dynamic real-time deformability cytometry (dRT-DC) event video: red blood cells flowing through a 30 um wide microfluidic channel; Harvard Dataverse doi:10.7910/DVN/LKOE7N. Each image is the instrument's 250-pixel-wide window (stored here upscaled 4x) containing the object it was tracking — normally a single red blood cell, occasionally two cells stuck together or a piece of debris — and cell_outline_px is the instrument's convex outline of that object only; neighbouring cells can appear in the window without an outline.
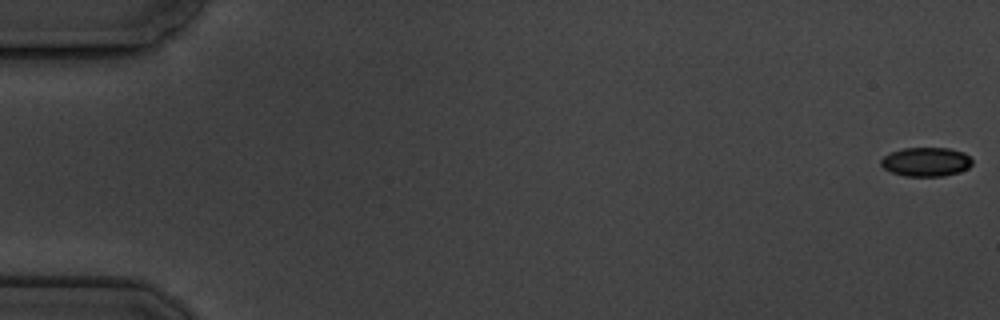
{"species": "common noctule bat (a hibernating species)", "species_latin": "Nyctalus noctula", "temperature_condition": "cold", "stored_images_in_passage": 7, "segment_of_instrument_passage": [1, 2], "camera_frame_rate_fps": 3000, "um_per_image_px": 0.085, "animal": {"sex": "male", "body_mass_g": 19.5, "forearm_length_mm": 54.6}, "frame": {"image": 1, "passage_image": 1, "time_ms": 0.0, "image_size_px": [1000, 320], "cell_outline_px": [[972, 164], [968, 168], [960, 172], [944, 176], [904, 176], [892, 172], [884, 168], [880, 164], [880, 160], [884, 156], [892, 152], [904, 148], [948, 148], [964, 152], [972, 160]], "centroid_in_image_um": [78.72, 13.76], "position_along_channel_um": 6.3, "area_um2": 15.43}}
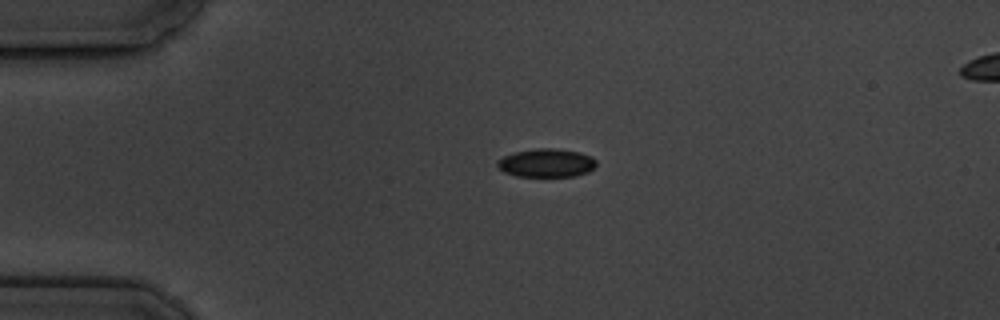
{"frame": {"image": 2, "passage_image": 5, "time_ms": 4.333, "image_size_px": [1000, 320], "cell_outline_px": [[596, 164], [588, 172], [576, 176], [516, 176], [504, 172], [496, 164], [496, 160], [504, 156], [516, 152], [540, 148], [556, 148], [580, 152], [592, 156], [596, 160]], "centroid_in_image_um": [46.46, 13.85], "position_along_channel_um": 38.5, "area_um2": 16.36}}